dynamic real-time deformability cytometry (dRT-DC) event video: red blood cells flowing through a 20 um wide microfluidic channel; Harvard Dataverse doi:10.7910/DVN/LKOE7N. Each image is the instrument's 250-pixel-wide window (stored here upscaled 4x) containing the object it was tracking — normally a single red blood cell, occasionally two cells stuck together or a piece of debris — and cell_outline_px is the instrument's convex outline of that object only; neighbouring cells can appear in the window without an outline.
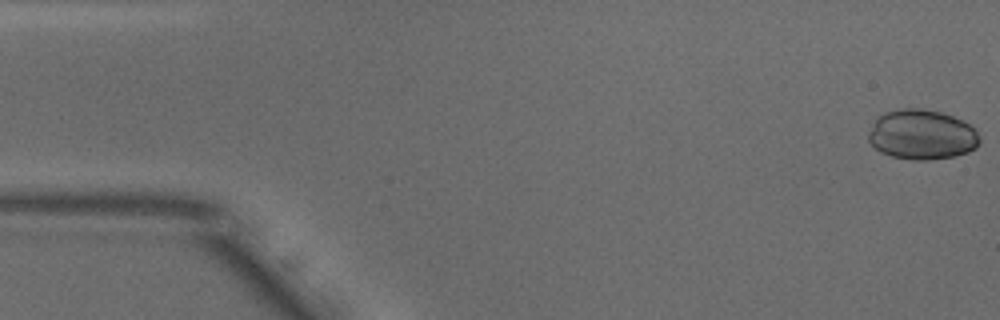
{"species": "common noctule bat (a hibernating species)", "species_latin": "Nyctalus noctula", "temperature_condition": "warm", "stored_images_in_passage": 7, "camera_frame_rate_fps": 3000, "um_per_image_px": 0.085, "animal": {"sex": "male", "body_mass_g": 18.8}, "frame": {"image": 1, "passage_image": 1, "time_ms": 0.0, "image_size_px": [1000, 320], "cell_outline_px": [[980, 140], [976, 148], [968, 152], [956, 156], [928, 160], [912, 160], [892, 156], [880, 152], [868, 140], [868, 132], [876, 116], [884, 112], [900, 108], [924, 108], [940, 112], [952, 116], [968, 124], [980, 136]], "centroid_in_image_um": [78.32, 11.44], "position_along_channel_um": 6.7, "area_um2": 32.54}}